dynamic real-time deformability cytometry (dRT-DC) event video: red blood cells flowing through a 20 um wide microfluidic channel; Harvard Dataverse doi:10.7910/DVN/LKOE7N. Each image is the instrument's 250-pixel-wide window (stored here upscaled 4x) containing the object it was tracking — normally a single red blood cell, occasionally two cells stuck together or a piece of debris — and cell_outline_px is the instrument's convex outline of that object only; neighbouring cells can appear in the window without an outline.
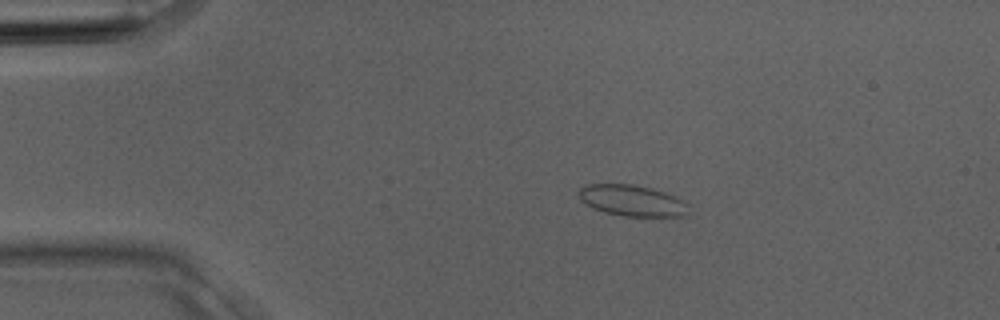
{"species": "Egyptian fruit bat (a non-hibernating species)", "species_latin": "Rousettus aegyptiacus", "temperature_condition": "room temperature", "stored_images_in_passage": 3, "camera_frame_rate_fps": 3000, "um_per_image_px": 0.085, "animal": {"sex": "male"}, "frame": {"image": 1, "passage_image": 1, "time_ms": 0.0, "image_size_px": [1000, 320], "cell_outline_px": [[688, 216], [624, 216], [604, 212], [592, 208], [584, 204], [580, 200], [580, 188], [588, 184], [636, 184], [652, 188], [676, 196], [684, 200], [688, 204]], "centroid_in_image_um": [53.75, 17.05], "position_along_channel_um": 31.2, "area_um2": 20.11}}